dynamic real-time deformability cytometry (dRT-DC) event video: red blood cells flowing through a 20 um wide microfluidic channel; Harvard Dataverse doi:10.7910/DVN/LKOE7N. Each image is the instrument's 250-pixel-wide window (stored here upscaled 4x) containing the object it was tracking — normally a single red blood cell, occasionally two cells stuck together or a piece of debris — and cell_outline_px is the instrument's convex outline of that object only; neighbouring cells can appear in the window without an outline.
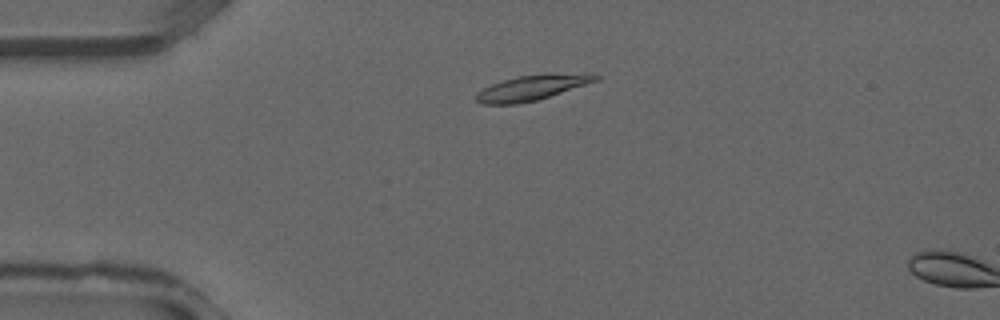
{"species": "common noctule bat (a hibernating species)", "species_latin": "Nyctalus noctula", "temperature_condition": "warm", "stored_images_in_passage": 3, "camera_frame_rate_fps": 3000, "um_per_image_px": 0.085, "animal": {"sex": "male", "forearm_length_mm": 52.5}, "frame": {"image": 1, "passage_image": 1, "time_ms": 0.0, "image_size_px": [1000, 320], "cell_outline_px": [[600, 80], [536, 100], [516, 104], [480, 104], [476, 100], [476, 92], [492, 84], [504, 80], [520, 76], [548, 72], [592, 72], [600, 76]], "centroid_in_image_um": [45.32, 7.41], "position_along_channel_um": 39.7, "area_um2": 17.92}}